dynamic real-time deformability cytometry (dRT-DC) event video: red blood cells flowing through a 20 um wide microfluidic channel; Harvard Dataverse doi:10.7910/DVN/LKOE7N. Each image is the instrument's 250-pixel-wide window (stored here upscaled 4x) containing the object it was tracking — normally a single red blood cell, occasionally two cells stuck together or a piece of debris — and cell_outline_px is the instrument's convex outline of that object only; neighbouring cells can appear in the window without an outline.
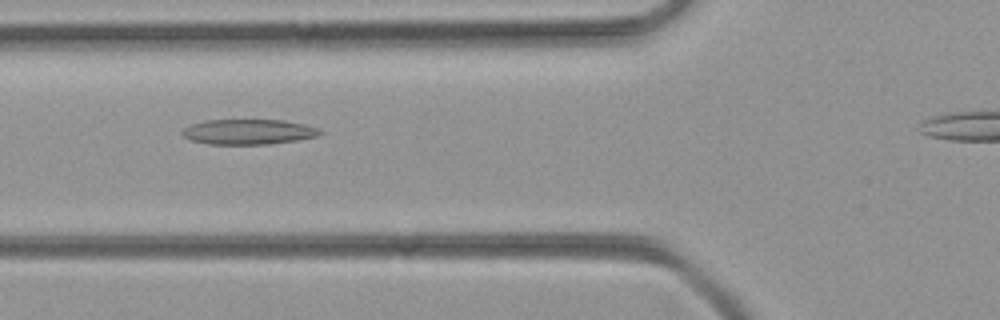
{"species": "common noctule bat (a hibernating species)", "species_latin": "Nyctalus noctula", "temperature_condition": "room temperature", "stored_images_in_passage": 31, "camera_frame_rate_fps": 3000, "um_per_image_px": 0.085, "animal": {"sex": "female", "body_mass_g": 21.9}, "frame": {"image": 1, "passage_image": 6, "time_ms": 1.667, "image_size_px": [1000, 320], "cell_outline_px": [[324, 132], [320, 136], [272, 144], [208, 144], [192, 140], [184, 136], [180, 132], [184, 128], [192, 124], [204, 120], [284, 120], [304, 124], [320, 128]], "centroid_in_image_um": [21.17, 11.2], "position_along_channel_um": 104.6, "area_um2": 20.35}}
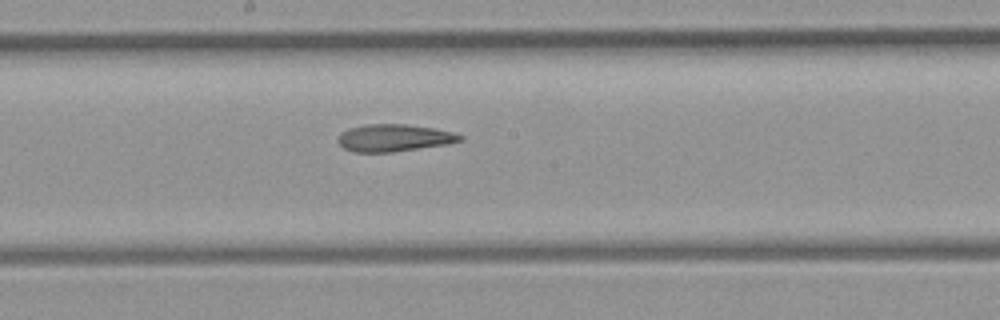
{"frame": {"image": 2, "passage_image": 14, "time_ms": 4.333, "image_size_px": [1000, 320], "cell_outline_px": [[464, 140], [448, 144], [392, 152], [356, 152], [344, 148], [336, 140], [340, 132], [348, 128], [364, 124], [404, 124], [432, 128], [452, 132], [464, 136]], "centroid_in_image_um": [33.47, 11.71], "position_along_channel_um": 214.7, "area_um2": 19.42}}
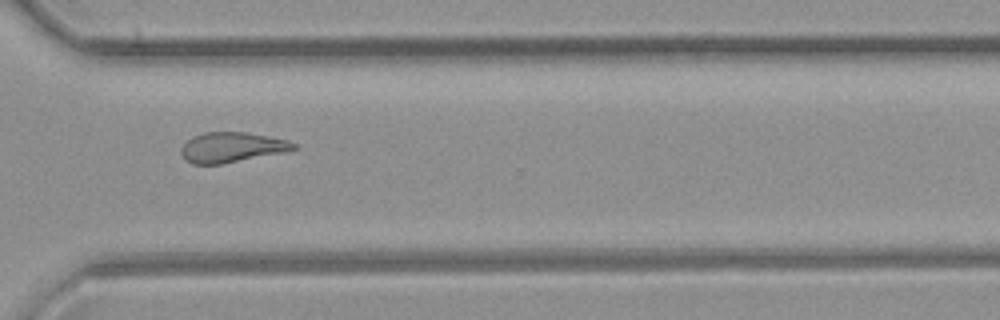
{"frame": {"image": 3, "passage_image": 24, "time_ms": 7.667, "image_size_px": [1000, 320], "cell_outline_px": [[300, 148], [220, 164], [192, 164], [180, 152], [180, 148], [192, 136], [204, 132], [248, 132], [288, 140], [296, 144]], "centroid_in_image_um": [19.69, 12.5], "position_along_channel_um": 350.9, "area_um2": 19.42}}